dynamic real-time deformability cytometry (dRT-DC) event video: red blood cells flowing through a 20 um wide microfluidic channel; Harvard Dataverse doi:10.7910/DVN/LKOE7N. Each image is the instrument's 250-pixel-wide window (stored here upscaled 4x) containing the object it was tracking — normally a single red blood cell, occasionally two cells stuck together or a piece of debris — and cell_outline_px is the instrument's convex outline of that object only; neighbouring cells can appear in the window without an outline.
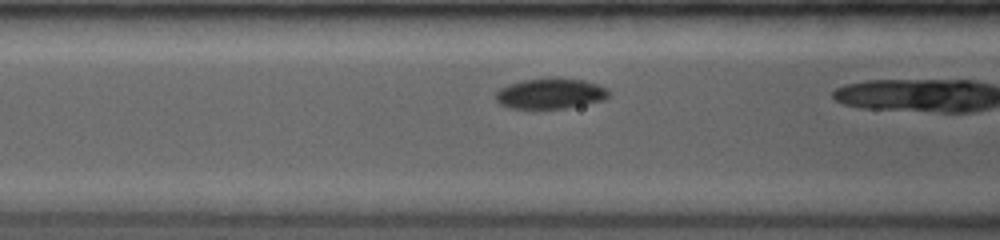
{"species": "common noctule bat (a hibernating species)", "species_latin": "Nyctalus noctula", "temperature_condition": "room temperature", "stored_images_in_passage": 12, "camera_frame_rate_fps": 3500, "um_per_image_px": 0.085, "animal": {"sex": "female", "body_mass_g": 19.0, "forearm_length_mm": 53.3}, "frame": {"image": 1, "passage_image": 6, "time_ms": 1.714, "image_size_px": [1000, 240], "cell_outline_px": [[608, 96], [604, 100], [564, 108], [508, 108], [500, 104], [496, 100], [496, 92], [500, 88], [508, 84], [520, 80], [544, 76], [556, 76], [584, 80], [596, 84], [604, 88], [608, 92]], "centroid_in_image_um": [46.73, 7.91], "position_along_channel_um": 119.9, "area_um2": 20.4}}
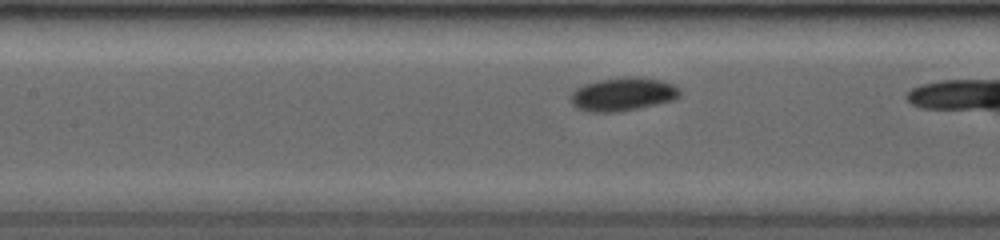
{"frame": {"image": 2, "passage_image": 9, "time_ms": 2.571, "image_size_px": [1000, 240], "cell_outline_px": [[680, 96], [672, 100], [636, 108], [616, 112], [588, 112], [576, 108], [572, 104], [572, 92], [576, 88], [584, 84], [600, 80], [628, 76], [640, 76], [664, 80], [680, 88]], "centroid_in_image_um": [52.95, 7.99], "position_along_channel_um": 154.4, "area_um2": 21.21}}